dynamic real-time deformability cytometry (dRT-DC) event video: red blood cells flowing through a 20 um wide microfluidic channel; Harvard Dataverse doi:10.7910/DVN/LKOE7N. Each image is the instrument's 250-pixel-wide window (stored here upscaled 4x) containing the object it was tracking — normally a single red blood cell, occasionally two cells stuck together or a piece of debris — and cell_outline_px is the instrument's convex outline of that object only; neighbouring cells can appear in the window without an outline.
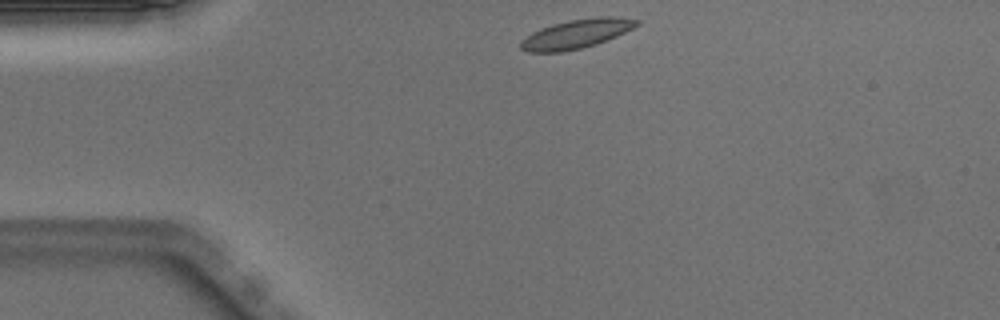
{"species": "Egyptian fruit bat (a non-hibernating species)", "species_latin": "Rousettus aegyptiacus", "temperature_condition": "warm", "stored_images_in_passage": 41, "camera_frame_rate_fps": 3000, "um_per_image_px": 0.085, "animal": {"sex": "male"}, "frame": {"image": 1, "passage_image": 1, "time_ms": 0.0, "image_size_px": [1000, 320], "cell_outline_px": [[640, 24], [616, 36], [596, 44], [564, 52], [528, 52], [520, 48], [520, 40], [532, 32], [552, 24], [568, 20], [596, 16], [616, 16], [640, 20]], "centroid_in_image_um": [48.99, 2.87], "position_along_channel_um": 36.0, "area_um2": 19.71}}
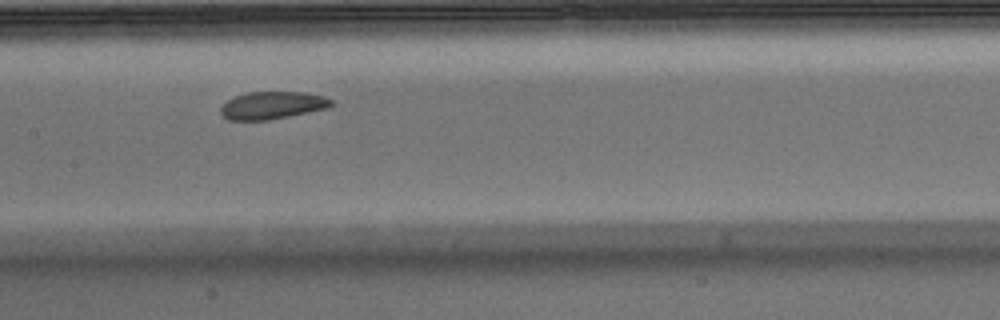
{"frame": {"image": 2, "passage_image": 15, "time_ms": 4.667, "image_size_px": [1000, 320], "cell_outline_px": [[336, 104], [328, 108], [268, 120], [228, 120], [220, 112], [220, 108], [228, 100], [236, 96], [248, 92], [304, 92], [324, 96], [332, 100]], "centroid_in_image_um": [23.18, 8.95], "position_along_channel_um": 184.2, "area_um2": 17.69}}
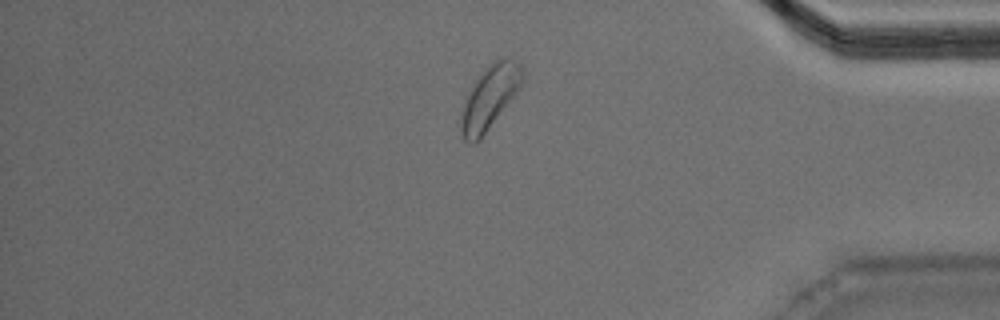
{"frame": {"image": 3, "passage_image": 33, "time_ms": 10.667, "image_size_px": [1000, 320], "cell_outline_px": [[524, 76], [520, 84], [512, 96], [480, 140], [476, 144], [468, 144], [464, 140], [460, 132], [460, 116], [464, 104], [476, 80], [484, 68], [500, 56], [508, 56], [520, 64], [524, 72]], "centroid_in_image_um": [41.59, 8.27], "position_along_channel_um": 393.6, "area_um2": 22.25}, "authors_computed_cell_mechanics": {"area_um2": 18.9006, "velocity_mm_per_s": 3.9393, "shape_relaxation_time_tau1_ms": 1.903, "shape_relaxation_time_tau2_ms": 1.3804, "deformation_change_tau1": 0.0765, "deformation_change_tau2": 0.055}}